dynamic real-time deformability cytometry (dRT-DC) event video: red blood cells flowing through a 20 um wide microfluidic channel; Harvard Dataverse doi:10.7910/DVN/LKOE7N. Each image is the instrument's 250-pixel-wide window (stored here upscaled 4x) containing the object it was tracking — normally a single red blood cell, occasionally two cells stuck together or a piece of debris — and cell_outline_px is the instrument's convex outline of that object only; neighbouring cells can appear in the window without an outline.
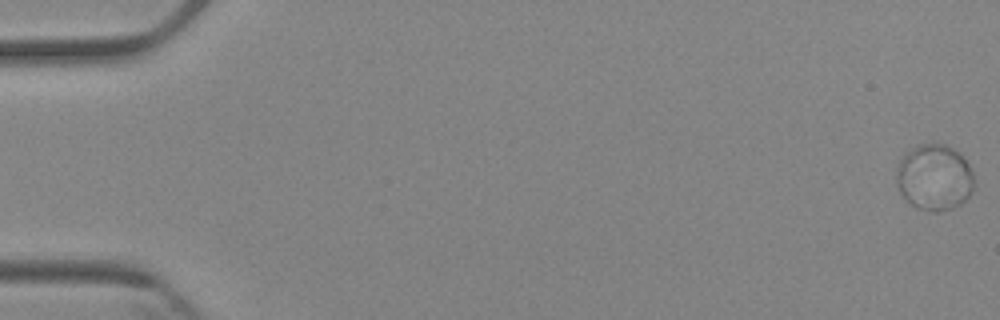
{"species": "Egyptian fruit bat (a non-hibernating species)", "species_latin": "Rousettus aegyptiacus", "temperature_condition": "cold", "stored_images_in_passage": 9, "camera_frame_rate_fps": 3000, "um_per_image_px": 0.085, "animal": {"sex": "female"}, "frame": {"image": 1, "passage_image": 1, "time_ms": 0.0, "image_size_px": [1000, 320], "cell_outline_px": [[972, 188], [968, 196], [960, 204], [952, 208], [936, 212], [928, 212], [916, 208], [900, 192], [896, 180], [896, 172], [900, 156], [904, 152], [920, 144], [944, 144], [952, 148], [968, 164], [972, 172]], "centroid_in_image_um": [79.37, 15.08], "position_along_channel_um": 5.6, "area_um2": 29.65}}
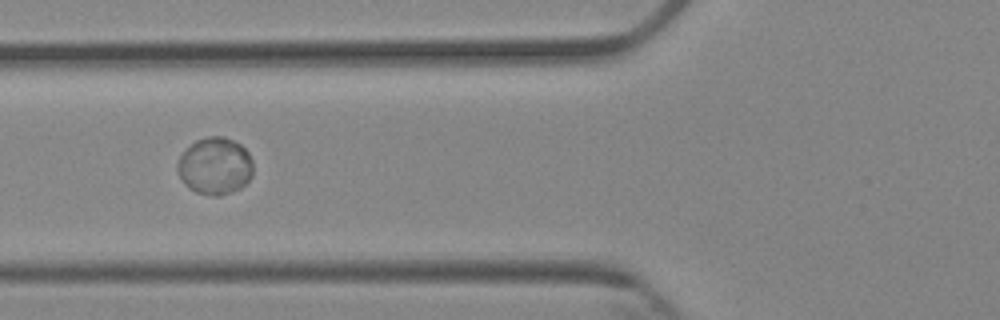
{"frame": {"image": 2, "passage_image": 7, "time_ms": 7.0, "image_size_px": [1000, 320], "cell_outline_px": [[252, 176], [240, 188], [232, 192], [220, 196], [212, 196], [196, 192], [188, 188], [184, 184], [176, 168], [176, 164], [180, 156], [196, 140], [208, 136], [224, 136], [240, 144], [248, 152], [252, 160]], "centroid_in_image_um": [18.27, 14.12], "position_along_channel_um": 107.5, "area_um2": 25.2}}
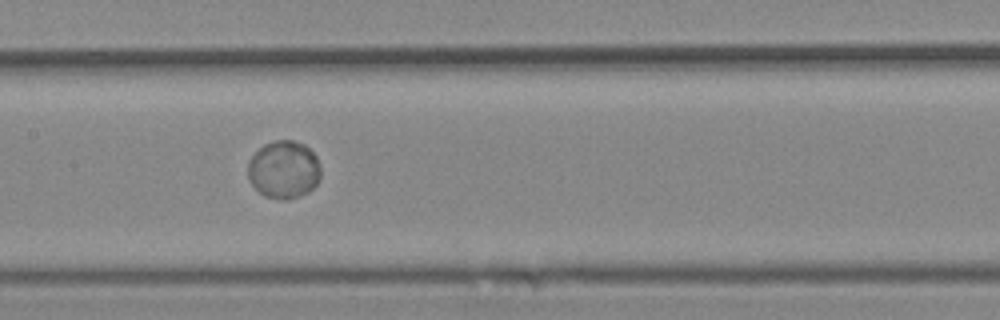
{"frame": {"image": 3, "passage_image": 9, "time_ms": 9.0, "image_size_px": [1000, 320], "cell_outline_px": [[320, 176], [316, 184], [308, 192], [300, 196], [288, 200], [284, 200], [264, 196], [248, 180], [248, 160], [264, 144], [276, 140], [292, 140], [304, 144], [316, 156], [320, 164]], "centroid_in_image_um": [24.12, 14.42], "position_along_channel_um": 183.3, "area_um2": 24.57}}